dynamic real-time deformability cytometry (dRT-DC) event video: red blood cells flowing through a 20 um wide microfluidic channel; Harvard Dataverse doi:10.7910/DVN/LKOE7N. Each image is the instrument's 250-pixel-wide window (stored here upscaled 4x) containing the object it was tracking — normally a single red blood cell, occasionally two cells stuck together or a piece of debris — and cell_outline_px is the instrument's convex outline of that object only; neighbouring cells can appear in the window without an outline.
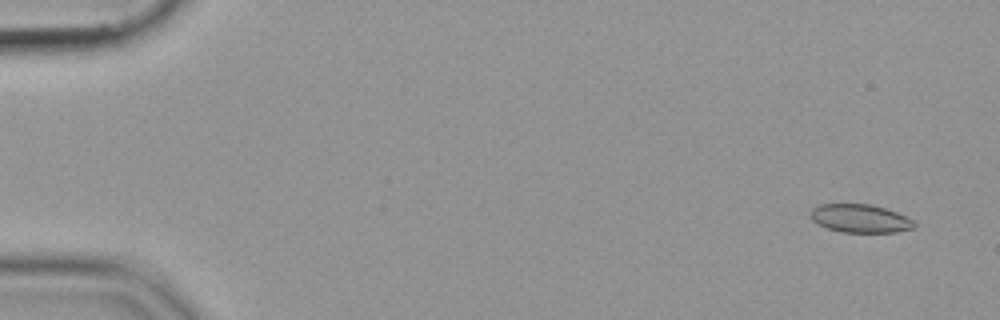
{"species": "common noctule bat (a hibernating species)", "species_latin": "Nyctalus noctula", "temperature_condition": "cold", "stored_images_in_passage": 56, "camera_frame_rate_fps": 3000, "um_per_image_px": 0.085, "animal": {"sex": "female", "body_mass_g": 19.9}, "frame": {"image": 1, "passage_image": 4, "time_ms": 1.0, "image_size_px": [1000, 320], "cell_outline_px": [[916, 224], [912, 228], [896, 232], [840, 232], [828, 228], [812, 220], [808, 216], [808, 212], [812, 208], [820, 204], [872, 204], [896, 212], [912, 220]], "centroid_in_image_um": [73.06, 18.56], "position_along_channel_um": 11.9, "area_um2": 17.05}}
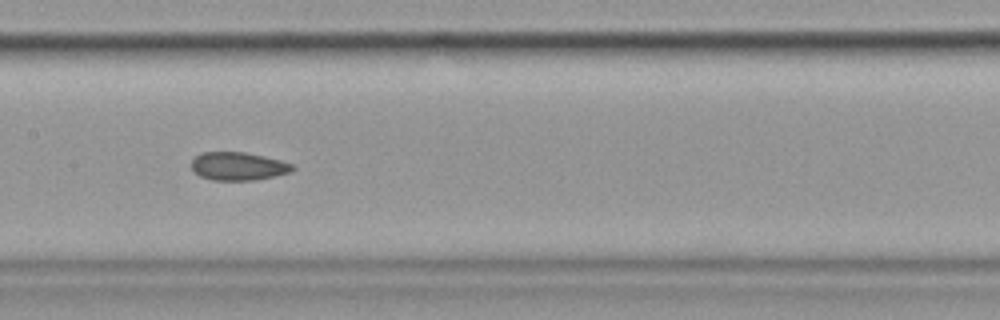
{"frame": {"image": 2, "passage_image": 29, "time_ms": 9.333, "image_size_px": [1000, 320], "cell_outline_px": [[296, 168], [292, 172], [256, 180], [212, 180], [200, 176], [192, 168], [192, 160], [200, 152], [244, 152], [264, 156], [280, 160], [292, 164]], "centroid_in_image_um": [20.27, 14.13], "position_along_channel_um": 187.1, "area_um2": 16.59}}
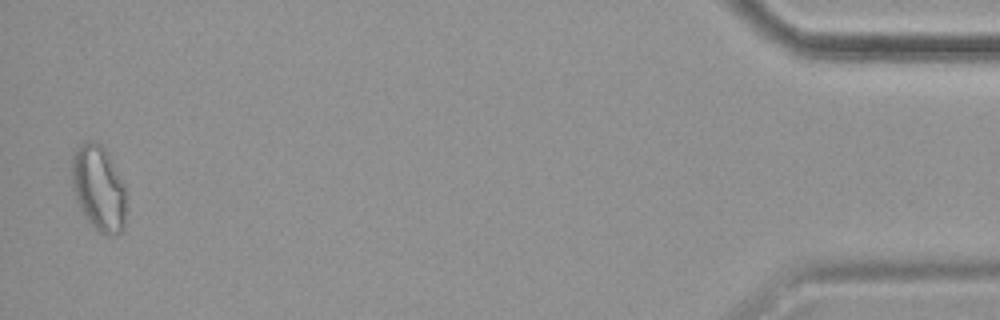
{"frame": {"image": 3, "passage_image": 55, "time_ms": 18.0, "image_size_px": [1000, 320], "cell_outline_px": [[124, 228], [116, 236], [108, 236], [96, 232], [80, 208], [76, 200], [72, 184], [72, 156], [80, 144], [88, 140], [96, 140], [104, 148], [124, 184]], "centroid_in_image_um": [8.37, 16.02], "position_along_channel_um": 426.8, "area_um2": 26.93}}